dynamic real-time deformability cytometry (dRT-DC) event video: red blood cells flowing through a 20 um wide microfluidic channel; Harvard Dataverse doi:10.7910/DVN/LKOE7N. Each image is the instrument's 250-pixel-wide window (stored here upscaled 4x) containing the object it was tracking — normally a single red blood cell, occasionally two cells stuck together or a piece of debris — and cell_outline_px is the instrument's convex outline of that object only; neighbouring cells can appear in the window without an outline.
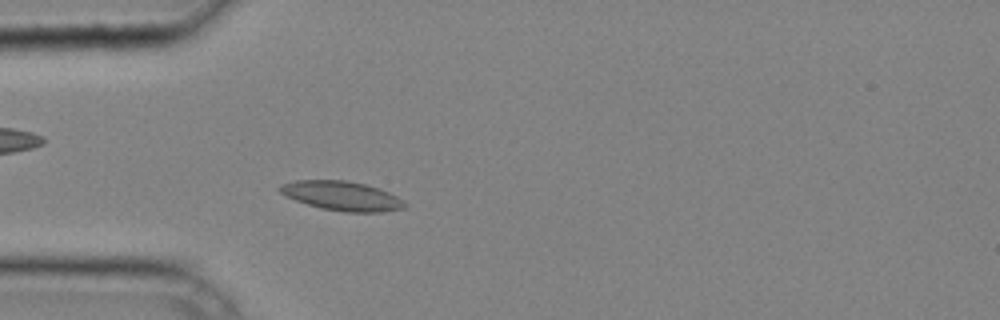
{"species": "common noctule bat (a hibernating species)", "species_latin": "Nyctalus noctula", "temperature_condition": "cold", "stored_images_in_passage": 31, "camera_frame_rate_fps": 3000, "um_per_image_px": 0.085, "animal": {"sex": "male", "body_mass_g": 20.4}, "frame": {"image": 1, "passage_image": 2, "time_ms": 0.333, "image_size_px": [1000, 320], "cell_outline_px": [[408, 204], [404, 208], [380, 212], [344, 212], [320, 208], [296, 200], [280, 192], [276, 188], [280, 184], [296, 180], [344, 180], [364, 184], [380, 188], [404, 200]], "centroid_in_image_um": [29.07, 16.65], "position_along_channel_um": 55.9, "area_um2": 21.33}}
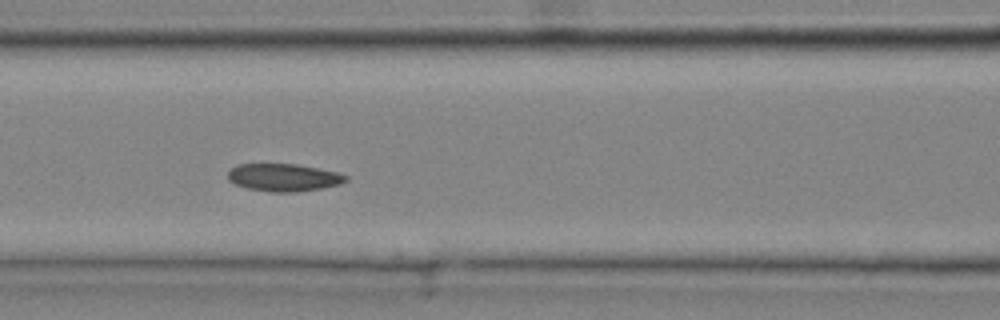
{"frame": {"image": 2, "passage_image": 8, "time_ms": 2.333, "image_size_px": [1000, 320], "cell_outline_px": [[348, 180], [340, 184], [320, 188], [296, 192], [268, 192], [248, 188], [236, 184], [228, 180], [228, 172], [232, 168], [240, 164], [296, 164], [336, 172], [348, 176]], "centroid_in_image_um": [24.11, 15.09], "position_along_channel_um": 142.5, "area_um2": 18.79}}
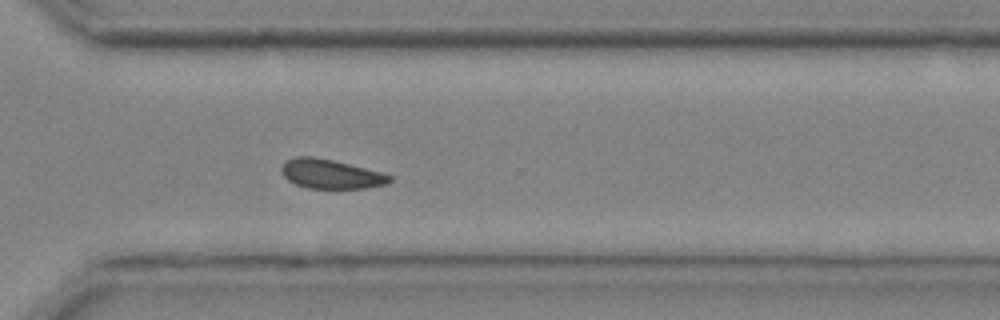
{"frame": {"image": 3, "passage_image": 21, "time_ms": 6.667, "image_size_px": [1000, 320], "cell_outline_px": [[392, 180], [388, 184], [364, 188], [308, 188], [296, 184], [288, 180], [284, 176], [280, 168], [288, 160], [296, 156], [312, 156], [332, 160], [380, 172], [392, 176]], "centroid_in_image_um": [28.12, 14.79], "position_along_channel_um": 342.5, "area_um2": 18.21}}